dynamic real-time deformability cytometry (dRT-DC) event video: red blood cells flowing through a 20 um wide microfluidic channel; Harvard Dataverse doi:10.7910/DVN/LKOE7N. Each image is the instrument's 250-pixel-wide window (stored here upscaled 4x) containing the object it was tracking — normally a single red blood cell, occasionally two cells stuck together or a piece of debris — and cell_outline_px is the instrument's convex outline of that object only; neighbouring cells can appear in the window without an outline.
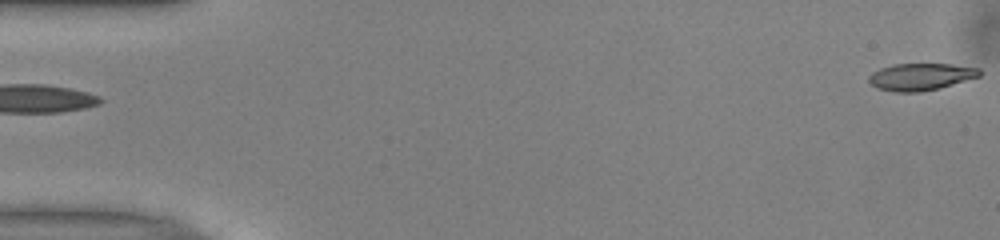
{"species": "common noctule bat (a hibernating species)", "species_latin": "Nyctalus noctula", "temperature_condition": "warm", "stored_images_in_passage": 11, "camera_frame_rate_fps": 3000, "um_per_image_px": 0.085, "animal": {"sex": "male", "body_mass_g": 13.0, "forearm_length_mm": 53.1}, "frame": {"image": 1, "passage_image": 1, "time_ms": 0.0, "image_size_px": [1000, 240], "cell_outline_px": [[980, 76], [940, 88], [920, 92], [892, 92], [876, 88], [868, 80], [868, 76], [872, 72], [880, 68], [892, 64], [952, 64], [980, 68]], "centroid_in_image_um": [78.23, 6.53], "position_along_channel_um": 6.8, "area_um2": 17.57}}